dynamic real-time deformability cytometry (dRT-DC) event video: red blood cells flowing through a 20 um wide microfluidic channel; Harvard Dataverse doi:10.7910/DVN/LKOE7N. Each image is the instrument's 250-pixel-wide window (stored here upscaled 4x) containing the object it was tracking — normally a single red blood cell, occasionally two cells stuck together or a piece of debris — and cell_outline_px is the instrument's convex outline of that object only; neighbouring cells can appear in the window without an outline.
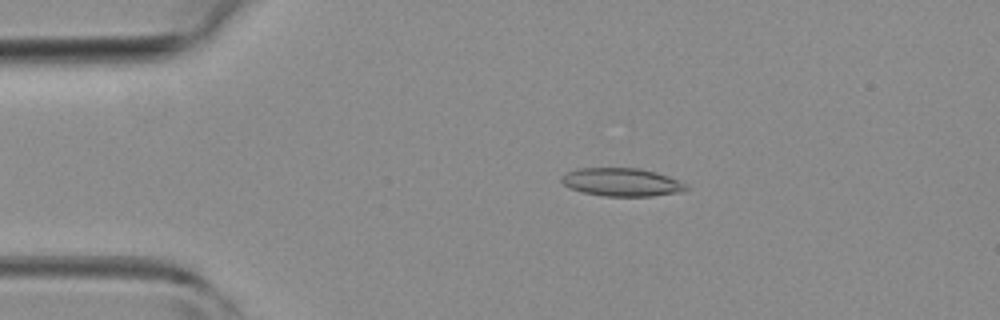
{"species": "common noctule bat (a hibernating species)", "species_latin": "Nyctalus noctula", "temperature_condition": "room temperature", "stored_images_in_passage": 4, "camera_frame_rate_fps": 3000, "um_per_image_px": 0.085, "animal": {"sex": "female", "body_mass_g": 19.3, "forearm_length_mm": 54.1}, "frame": {"image": 1, "passage_image": 3, "time_ms": 2.333, "image_size_px": [1000, 320], "cell_outline_px": [[688, 188], [680, 192], [652, 196], [604, 196], [584, 192], [572, 188], [564, 184], [560, 180], [568, 172], [580, 168], [640, 168], [656, 172], [668, 176], [688, 184]], "centroid_in_image_um": [52.9, 15.48], "position_along_channel_um": 32.1, "area_um2": 20.23}}